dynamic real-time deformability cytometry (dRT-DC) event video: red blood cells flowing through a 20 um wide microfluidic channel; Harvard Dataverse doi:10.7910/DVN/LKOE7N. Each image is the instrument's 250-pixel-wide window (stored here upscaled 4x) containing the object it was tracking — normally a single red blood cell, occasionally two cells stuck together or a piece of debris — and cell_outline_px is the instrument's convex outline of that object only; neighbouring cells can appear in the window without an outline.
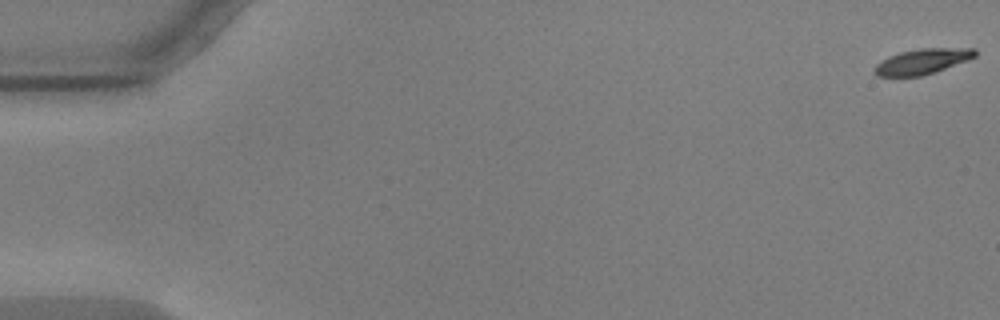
{"species": "common noctule bat (a hibernating species)", "species_latin": "Nyctalus noctula", "temperature_condition": "warm", "stored_images_in_passage": 9, "camera_frame_rate_fps": 3000, "um_per_image_px": 0.085, "animal": {"sex": "male", "body_mass_g": 17.9, "forearm_length_mm": 54.2}, "frame": {"image": 1, "passage_image": 1, "time_ms": 0.0, "image_size_px": [1000, 320], "cell_outline_px": [[976, 56], [968, 60], [920, 76], [876, 76], [872, 72], [872, 68], [880, 60], [888, 56], [900, 52], [920, 48], [976, 48]], "centroid_in_image_um": [78.33, 5.21], "position_along_channel_um": 6.7, "area_um2": 14.85}}